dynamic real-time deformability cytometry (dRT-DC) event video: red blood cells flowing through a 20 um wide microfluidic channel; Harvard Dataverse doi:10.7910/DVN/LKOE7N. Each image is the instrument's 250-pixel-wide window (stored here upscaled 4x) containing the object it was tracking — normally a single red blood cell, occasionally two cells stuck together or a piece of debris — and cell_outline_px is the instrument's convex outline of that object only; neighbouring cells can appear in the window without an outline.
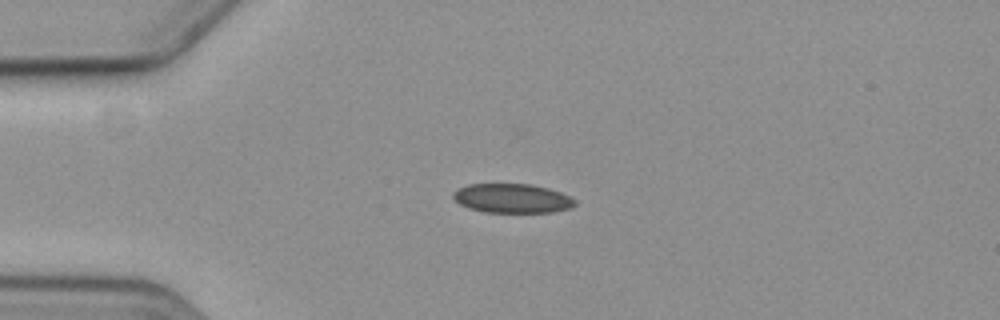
{"species": "common noctule bat (a hibernating species)", "species_latin": "Nyctalus noctula", "temperature_condition": "cold", "stored_images_in_passage": 5, "camera_frame_rate_fps": 3000, "um_per_image_px": 0.085, "animal": {"sex": "female", "body_mass_g": 19.3, "forearm_length_mm": 54.1}, "frame": {"image": 1, "passage_image": 4, "time_ms": 3.333, "image_size_px": [1000, 320], "cell_outline_px": [[576, 204], [572, 208], [552, 212], [484, 212], [468, 208], [460, 204], [452, 196], [452, 192], [468, 184], [532, 184], [548, 188], [560, 192], [576, 200]], "centroid_in_image_um": [43.54, 16.86], "position_along_channel_um": 41.5, "area_um2": 20.75}}